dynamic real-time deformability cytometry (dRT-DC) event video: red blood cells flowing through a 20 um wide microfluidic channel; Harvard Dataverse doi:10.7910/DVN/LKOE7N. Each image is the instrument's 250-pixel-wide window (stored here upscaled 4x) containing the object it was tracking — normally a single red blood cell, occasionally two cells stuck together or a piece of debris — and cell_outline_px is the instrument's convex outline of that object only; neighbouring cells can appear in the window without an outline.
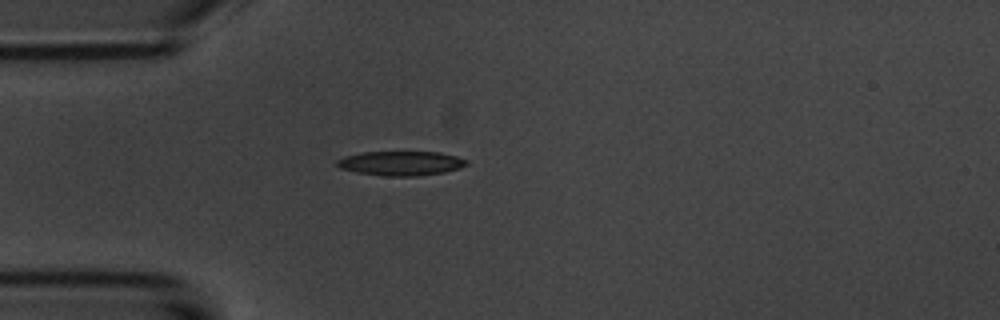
{"species": "common noctule bat (a hibernating species)", "species_latin": "Nyctalus noctula", "temperature_condition": "room temperature", "stored_images_in_passage": 1, "camera_frame_rate_fps": 3000, "um_per_image_px": 0.085, "animal": {"sex": "male", "body_mass_g": 20.1, "forearm_length_mm": 53.5}, "frame": {"image": 1, "passage_image": 1, "time_ms": 0.0, "image_size_px": [1000, 320], "cell_outline_px": [[468, 164], [460, 168], [444, 172], [416, 176], [388, 176], [356, 172], [340, 168], [336, 164], [336, 160], [344, 156], [360, 152], [440, 152], [456, 156], [468, 160]], "centroid_in_image_um": [34.08, 13.87], "position_along_channel_um": 50.9, "area_um2": 18.44}}